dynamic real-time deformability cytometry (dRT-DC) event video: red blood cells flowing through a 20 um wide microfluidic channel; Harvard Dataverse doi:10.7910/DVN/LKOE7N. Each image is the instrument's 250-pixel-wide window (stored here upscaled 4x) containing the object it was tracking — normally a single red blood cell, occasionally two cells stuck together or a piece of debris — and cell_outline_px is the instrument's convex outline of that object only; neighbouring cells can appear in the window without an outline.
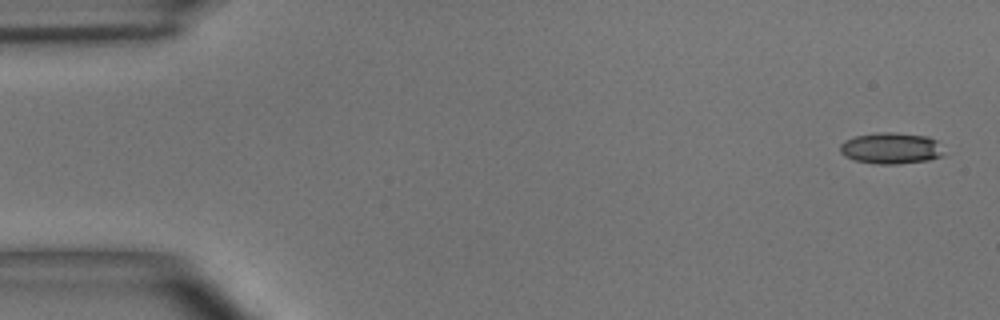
{"species": "common noctule bat (a hibernating species)", "species_latin": "Nyctalus noctula", "temperature_condition": "room temperature", "stored_images_in_passage": 5, "camera_frame_rate_fps": 3000, "um_per_image_px": 0.085, "animal": {"sex": "male", "body_mass_g": 15.6}, "frame": {"image": 1, "passage_image": 1, "time_ms": 0.0, "image_size_px": [1000, 320], "cell_outline_px": [[948, 152], [944, 156], [928, 160], [896, 164], [880, 164], [856, 160], [844, 156], [840, 152], [840, 144], [844, 140], [856, 136], [876, 132], [892, 132], [928, 136], [936, 140]], "centroid_in_image_um": [75.8, 12.59], "position_along_channel_um": 9.2, "area_um2": 19.19}}